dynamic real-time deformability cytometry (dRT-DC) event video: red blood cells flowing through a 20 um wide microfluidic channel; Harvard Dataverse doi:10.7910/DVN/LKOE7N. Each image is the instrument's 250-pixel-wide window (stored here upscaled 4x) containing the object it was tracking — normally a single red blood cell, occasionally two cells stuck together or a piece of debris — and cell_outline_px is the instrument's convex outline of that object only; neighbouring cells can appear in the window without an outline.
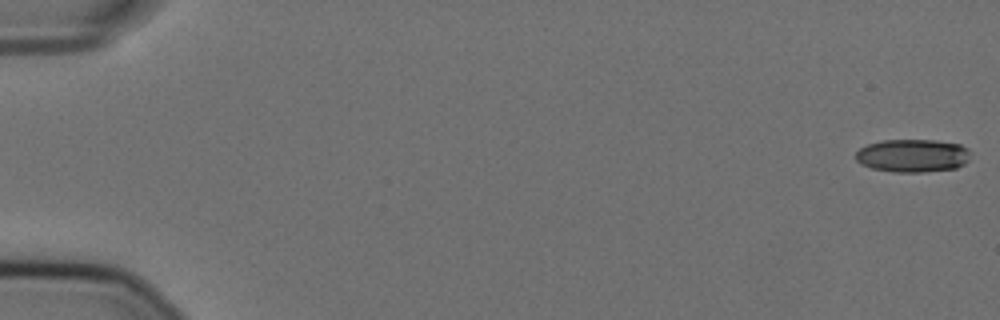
{"species": "Egyptian fruit bat (a non-hibernating species)", "species_latin": "Rousettus aegyptiacus", "temperature_condition": "cold", "stored_images_in_passage": 57, "camera_frame_rate_fps": 3000, "um_per_image_px": 0.085, "animal": {"sex": "female"}, "frame": {"image": 1, "passage_image": 1, "time_ms": 0.0, "image_size_px": [1000, 320], "cell_outline_px": [[968, 160], [964, 164], [956, 168], [924, 172], [892, 172], [872, 168], [860, 164], [856, 160], [856, 152], [860, 148], [868, 144], [880, 140], [936, 140], [960, 144], [968, 148]], "centroid_in_image_um": [77.55, 13.23], "position_along_channel_um": 7.4, "area_um2": 22.2}}
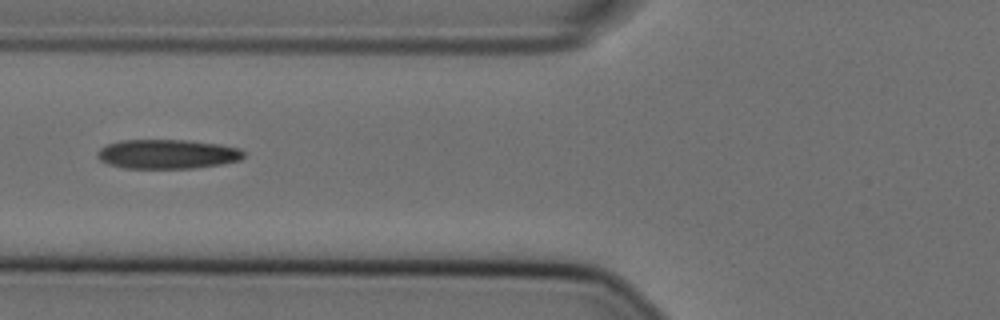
{"frame": {"image": 2, "passage_image": 23, "time_ms": 7.333, "image_size_px": [1000, 320], "cell_outline_px": [[244, 156], [240, 160], [220, 164], [192, 168], [124, 168], [108, 164], [100, 160], [96, 156], [96, 152], [104, 144], [120, 140], [188, 140], [220, 144], [240, 148], [244, 152]], "centroid_in_image_um": [14.18, 13.09], "position_along_channel_um": 111.6, "area_um2": 25.2}}
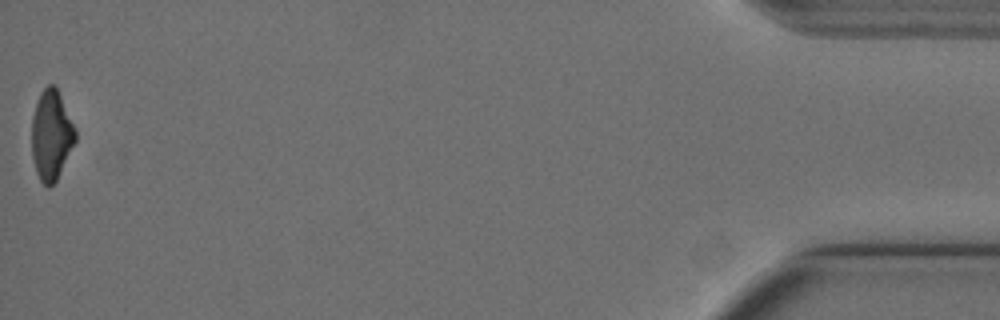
{"frame": {"image": 3, "passage_image": 57, "time_ms": 18.667, "image_size_px": [1000, 320], "cell_outline_px": [[76, 140], [56, 180], [48, 188], [40, 180], [36, 172], [32, 156], [32, 116], [40, 92], [48, 84], [52, 84], [56, 88], [60, 96], [76, 132]], "centroid_in_image_um": [4.34, 11.5], "position_along_channel_um": 430.9, "area_um2": 22.37}, "authors_computed_cell_mechanics": {"area_um2": 24.565, "velocity_mm_per_s": 3.6156, "shape_relaxation_time_tau1_ms": 7.2944, "shape_relaxation_time_tau2_ms": 2.7321, "deformation_change_tau1": 0.1896, "deformation_change_tau2": 0.1014}}